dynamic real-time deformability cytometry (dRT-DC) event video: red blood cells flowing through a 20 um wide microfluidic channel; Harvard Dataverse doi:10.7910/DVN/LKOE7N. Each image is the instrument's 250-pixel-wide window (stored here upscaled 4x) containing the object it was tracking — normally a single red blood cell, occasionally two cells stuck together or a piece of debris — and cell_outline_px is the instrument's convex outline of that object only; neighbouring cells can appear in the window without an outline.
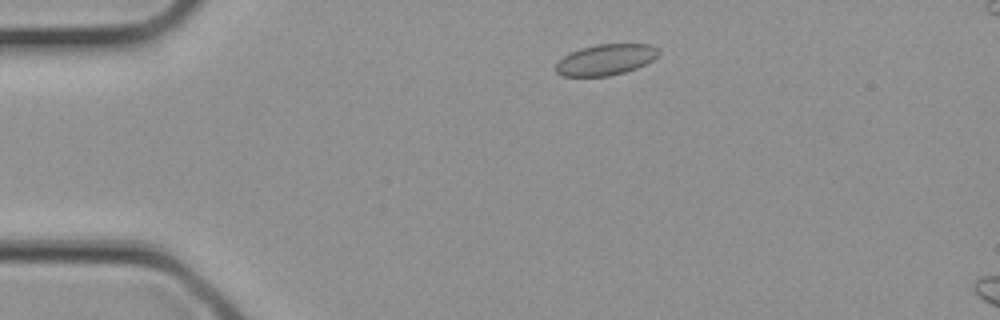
{"species": "common noctule bat (a hibernating species)", "species_latin": "Nyctalus noctula", "temperature_condition": "cold", "stored_images_in_passage": 2, "camera_frame_rate_fps": 3000, "um_per_image_px": 0.085, "animal": {"sex": "female", "body_mass_g": 21.9}, "frame": {"image": 1, "passage_image": 1, "time_ms": 0.0, "image_size_px": [1000, 320], "cell_outline_px": [[660, 52], [652, 60], [636, 68], [624, 72], [608, 76], [560, 76], [556, 72], [556, 64], [564, 56], [580, 48], [596, 44], [652, 44]], "centroid_in_image_um": [51.47, 5.07], "position_along_channel_um": 33.5, "area_um2": 18.38}}